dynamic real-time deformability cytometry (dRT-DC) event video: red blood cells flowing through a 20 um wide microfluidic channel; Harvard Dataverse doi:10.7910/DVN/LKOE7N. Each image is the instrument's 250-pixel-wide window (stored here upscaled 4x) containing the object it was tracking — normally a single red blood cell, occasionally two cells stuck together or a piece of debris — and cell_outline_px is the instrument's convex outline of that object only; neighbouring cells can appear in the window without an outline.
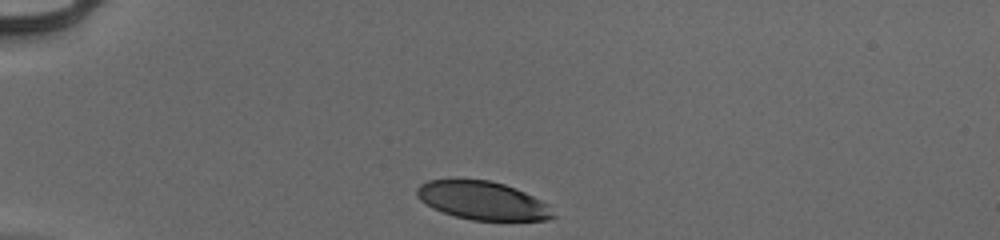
{"species": "human", "species_latin": "Homo sapiens", "temperature_condition": "cold", "stored_images_in_passage": 32, "camera_frame_rate_fps": 3000, "um_per_image_px": 0.085, "donor": {"sex": "male"}, "frame": {"image": 1, "passage_image": 1, "time_ms": 0.0, "image_size_px": [1000, 240], "cell_outline_px": [[556, 216], [548, 220], [472, 220], [456, 216], [432, 208], [420, 200], [416, 196], [416, 188], [420, 184], [428, 180], [488, 180], [504, 184], [516, 188], [548, 204]], "centroid_in_image_um": [41.01, 17.05], "position_along_channel_um": 44.0, "area_um2": 30.23}}
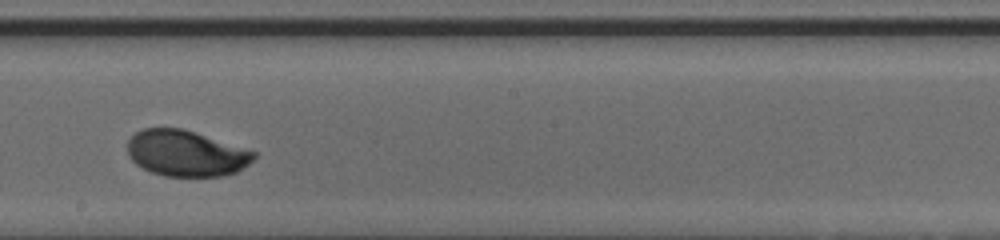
{"frame": {"image": 2, "passage_image": 19, "time_ms": 6.0, "image_size_px": [1000, 240], "cell_outline_px": [[256, 156], [248, 164], [236, 172], [224, 176], [164, 176], [152, 172], [136, 164], [128, 156], [128, 140], [136, 132], [144, 128], [180, 128], [196, 132], [256, 152]], "centroid_in_image_um": [15.8, 13.03], "position_along_channel_um": 232.4, "area_um2": 33.7}}
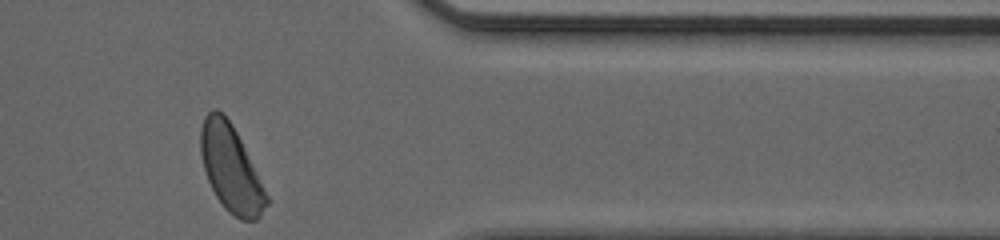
{"frame": {"image": 3, "passage_image": 32, "time_ms": 10.333, "image_size_px": [1000, 240], "cell_outline_px": [[272, 200], [260, 216], [256, 220], [240, 220], [228, 212], [224, 208], [216, 196], [208, 180], [204, 168], [200, 152], [200, 128], [204, 116], [212, 108], [216, 108], [224, 112], [232, 124]], "centroid_in_image_um": [19.64, 14.33], "position_along_channel_um": 391.8, "area_um2": 33.64}, "authors_computed_cell_mechanics": {"area_um2": 34.102, "velocity_mm_per_s": 3.9107, "shape_relaxation_time_tau1_ms": 2.0808, "shape_relaxation_time_tau2_ms": null, "deformation_change_tau1": 0.1383, "deformation_change_tau2": null}}